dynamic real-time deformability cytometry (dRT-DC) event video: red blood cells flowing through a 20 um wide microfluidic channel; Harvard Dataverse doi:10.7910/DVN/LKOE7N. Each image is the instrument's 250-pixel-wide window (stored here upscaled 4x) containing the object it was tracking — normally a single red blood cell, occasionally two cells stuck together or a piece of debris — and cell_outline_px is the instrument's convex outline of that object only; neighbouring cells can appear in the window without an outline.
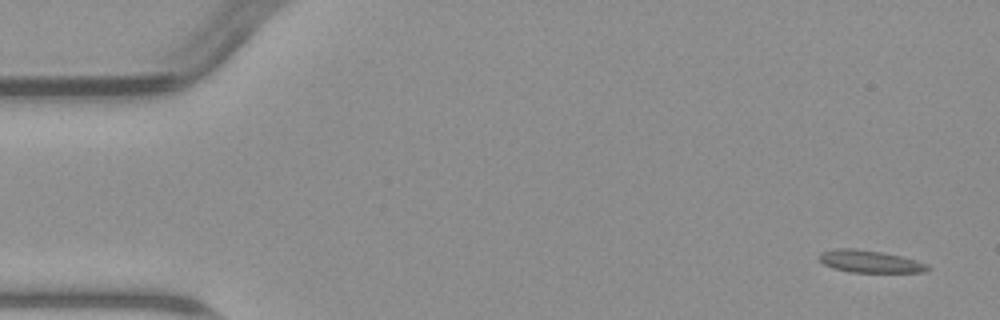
{"species": "common noctule bat (a hibernating species)", "species_latin": "Nyctalus noctula", "temperature_condition": "warm", "stored_images_in_passage": 5, "camera_frame_rate_fps": 3000, "um_per_image_px": 0.085, "animal": {"sex": "male", "body_mass_g": 23.1, "forearm_length_mm": 52.7}, "frame": {"image": 1, "passage_image": 1, "time_ms": 0.0, "image_size_px": [1000, 320], "cell_outline_px": [[932, 268], [924, 272], [848, 272], [832, 268], [824, 264], [820, 260], [820, 252], [836, 248], [852, 248], [880, 252], [900, 256], [916, 260], [928, 264]], "centroid_in_image_um": [73.94, 22.23], "position_along_channel_um": 11.1, "area_um2": 14.05}}
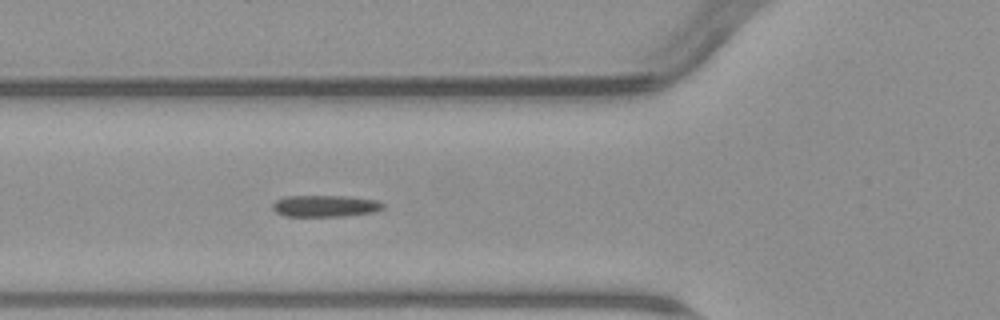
{"frame": {"image": 2, "passage_image": 5, "time_ms": 5.667, "image_size_px": [1000, 320], "cell_outline_px": [[384, 208], [376, 212], [344, 216], [284, 216], [276, 212], [272, 208], [272, 204], [276, 200], [284, 196], [348, 196], [376, 200], [384, 204]], "centroid_in_image_um": [27.64, 17.51], "position_along_channel_um": 98.2, "area_um2": 14.05}}